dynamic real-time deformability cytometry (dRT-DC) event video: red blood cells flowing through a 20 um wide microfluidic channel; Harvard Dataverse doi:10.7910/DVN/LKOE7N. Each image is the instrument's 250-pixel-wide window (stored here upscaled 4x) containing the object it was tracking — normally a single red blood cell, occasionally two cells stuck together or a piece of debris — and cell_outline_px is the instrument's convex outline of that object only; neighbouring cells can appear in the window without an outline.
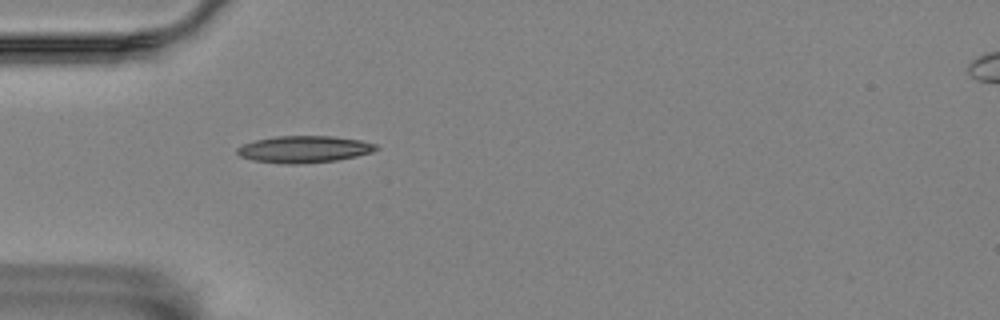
{"species": "Egyptian fruit bat (a non-hibernating species)", "species_latin": "Rousettus aegyptiacus", "temperature_condition": "room temperature", "stored_images_in_passage": 5, "camera_frame_rate_fps": 3000, "um_per_image_px": 0.085, "animal": {"sex": "female"}, "frame": {"image": 1, "passage_image": 5, "time_ms": 1.333, "image_size_px": [1000, 320], "cell_outline_px": [[380, 148], [372, 152], [356, 156], [336, 160], [296, 164], [288, 164], [252, 160], [240, 156], [236, 152], [236, 148], [244, 144], [256, 140], [276, 136], [332, 136], [360, 140], [376, 144]], "centroid_in_image_um": [25.85, 12.68], "position_along_channel_um": 59.1, "area_um2": 21.62}}